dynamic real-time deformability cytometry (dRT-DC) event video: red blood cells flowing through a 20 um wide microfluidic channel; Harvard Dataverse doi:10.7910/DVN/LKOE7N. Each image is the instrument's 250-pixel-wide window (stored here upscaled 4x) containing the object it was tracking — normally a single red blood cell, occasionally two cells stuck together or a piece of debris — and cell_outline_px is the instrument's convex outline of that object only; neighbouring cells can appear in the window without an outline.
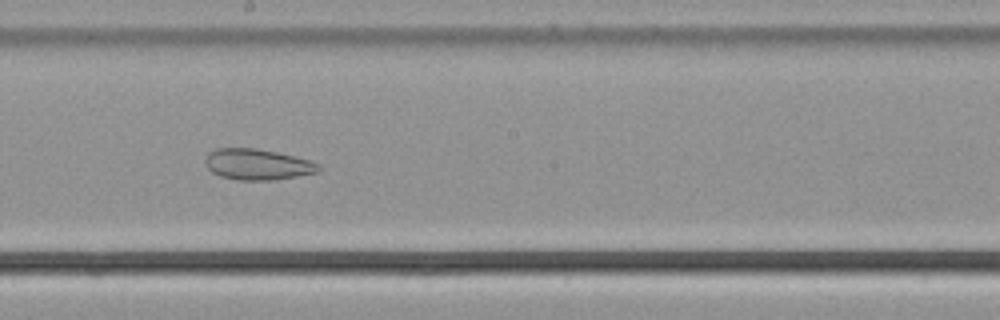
{"species": "common noctule bat (a hibernating species)", "species_latin": "Nyctalus noctula", "temperature_condition": "cold", "stored_images_in_passage": 42, "camera_frame_rate_fps": 3000, "um_per_image_px": 0.085, "animal": {"sex": "male", "body_mass_g": 21.5, "forearm_length_mm": 52.0}, "frame": {"image": 1, "passage_image": 18, "time_ms": 5.667, "image_size_px": [1000, 320], "cell_outline_px": [[320, 172], [276, 180], [236, 180], [220, 176], [212, 172], [204, 164], [204, 160], [208, 152], [216, 148], [256, 148], [276, 152], [308, 160], [320, 164]], "centroid_in_image_um": [21.86, 13.98], "position_along_channel_um": 226.3, "area_um2": 20.58}}
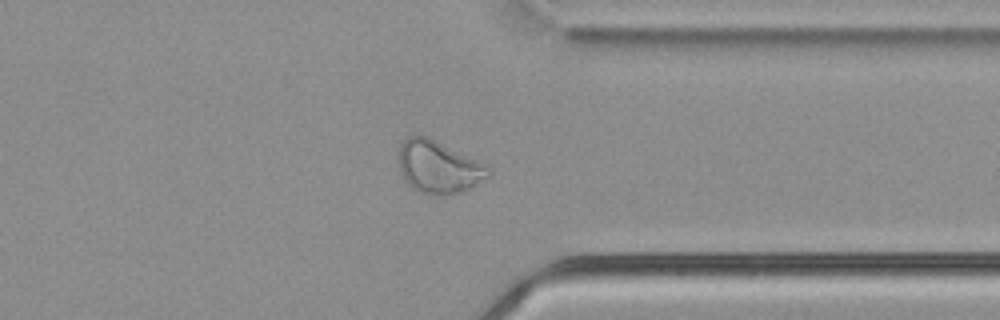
{"frame": {"image": 2, "passage_image": 30, "time_ms": 9.667, "image_size_px": [1000, 320], "cell_outline_px": [[492, 176], [460, 192], [444, 196], [436, 196], [420, 192], [412, 188], [404, 180], [400, 172], [396, 156], [400, 144], [408, 136], [428, 136], [484, 164], [492, 172]], "centroid_in_image_um": [37.22, 14.2], "position_along_channel_um": 374.2, "area_um2": 27.69}}
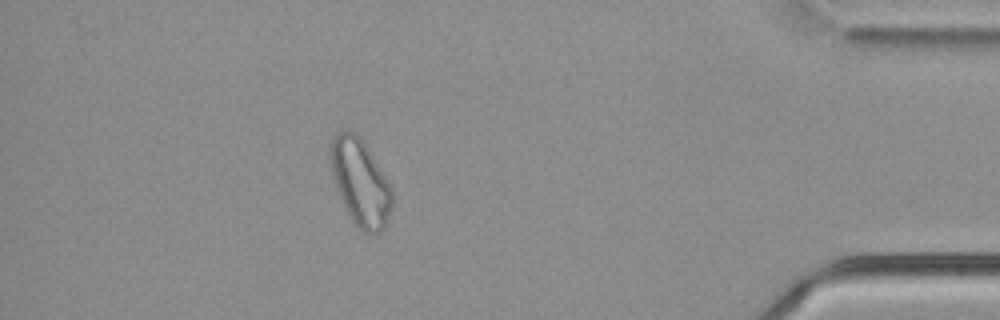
{"frame": {"image": 3, "passage_image": 36, "time_ms": 11.667, "image_size_px": [1000, 320], "cell_outline_px": [[392, 208], [388, 220], [384, 228], [380, 232], [372, 236], [364, 232], [352, 220], [336, 188], [332, 176], [328, 160], [328, 148], [336, 132], [352, 132], [360, 136], [364, 140], [384, 176], [392, 192]], "centroid_in_image_um": [30.6, 15.5], "position_along_channel_um": 404.6, "area_um2": 31.1}, "authors_computed_cell_mechanics": {"area_um2": 26.7903, "velocity_mm_per_s": 3.7511, "shape_relaxation_time_tau1_ms": null, "shape_relaxation_time_tau2_ms": 2.7534, "deformation_change_tau1": null, "deformation_change_tau2": 0.0801}}